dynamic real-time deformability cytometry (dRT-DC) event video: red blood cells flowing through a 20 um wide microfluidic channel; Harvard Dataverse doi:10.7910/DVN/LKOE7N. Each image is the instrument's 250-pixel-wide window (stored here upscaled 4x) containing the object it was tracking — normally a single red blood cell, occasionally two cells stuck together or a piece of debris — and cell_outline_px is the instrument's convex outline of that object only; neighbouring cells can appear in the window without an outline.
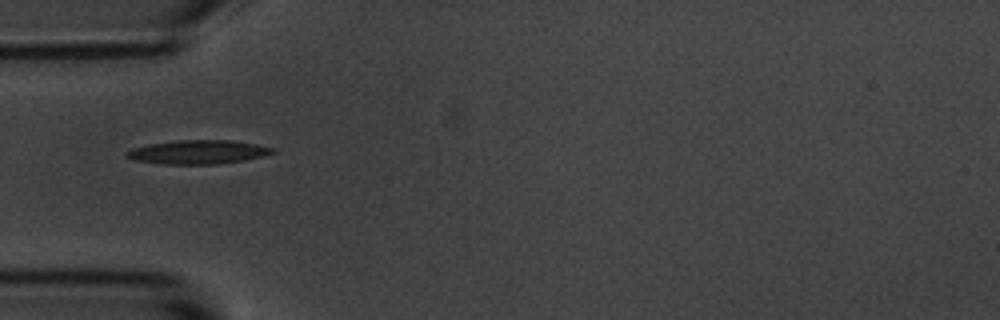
{"species": "common noctule bat (a hibernating species)", "species_latin": "Nyctalus noctula", "temperature_condition": "room temperature", "stored_images_in_passage": 6, "camera_frame_rate_fps": 3000, "um_per_image_px": 0.085, "animal": {"sex": "male", "body_mass_g": 20.1, "forearm_length_mm": 53.5}, "frame": {"image": 1, "passage_image": 1, "time_ms": 0.0, "image_size_px": [1000, 320], "cell_outline_px": [[276, 152], [244, 160], [220, 164], [164, 164], [136, 160], [124, 156], [124, 152], [132, 148], [148, 144], [176, 140], [232, 140], [256, 144], [276, 148]], "centroid_in_image_um": [16.82, 12.92], "position_along_channel_um": 68.2, "area_um2": 20.35}}
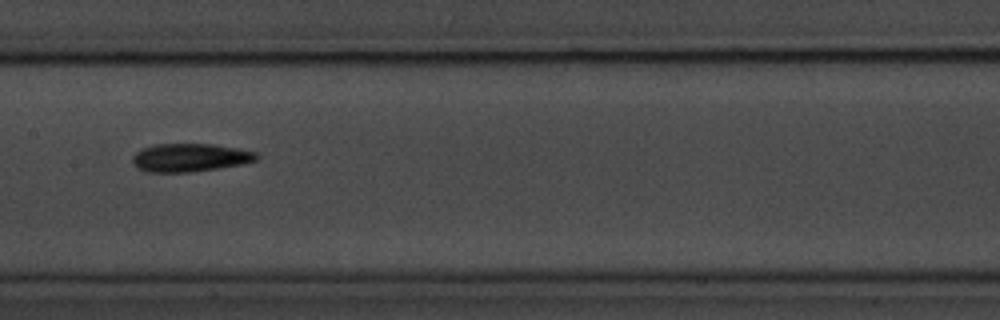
{"frame": {"image": 2, "passage_image": 4, "time_ms": 1.0, "image_size_px": [1000, 320], "cell_outline_px": [[260, 156], [256, 160], [244, 164], [188, 172], [148, 172], [132, 164], [132, 156], [140, 148], [156, 144], [212, 144], [240, 148], [256, 152]], "centroid_in_image_um": [16.16, 13.38], "position_along_channel_um": 191.2, "area_um2": 20.46}}
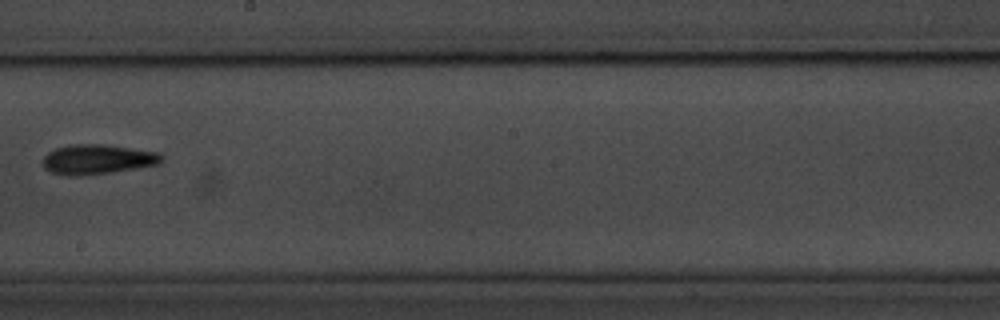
{"frame": {"image": 3, "passage_image": 5, "time_ms": 1.333, "image_size_px": [1000, 320], "cell_outline_px": [[164, 160], [160, 164], [112, 172], [76, 176], [68, 176], [52, 172], [44, 168], [44, 156], [48, 152], [56, 148], [72, 144], [104, 144], [156, 152], [164, 156]], "centroid_in_image_um": [8.3, 13.54], "position_along_channel_um": 239.9, "area_um2": 20.52}}